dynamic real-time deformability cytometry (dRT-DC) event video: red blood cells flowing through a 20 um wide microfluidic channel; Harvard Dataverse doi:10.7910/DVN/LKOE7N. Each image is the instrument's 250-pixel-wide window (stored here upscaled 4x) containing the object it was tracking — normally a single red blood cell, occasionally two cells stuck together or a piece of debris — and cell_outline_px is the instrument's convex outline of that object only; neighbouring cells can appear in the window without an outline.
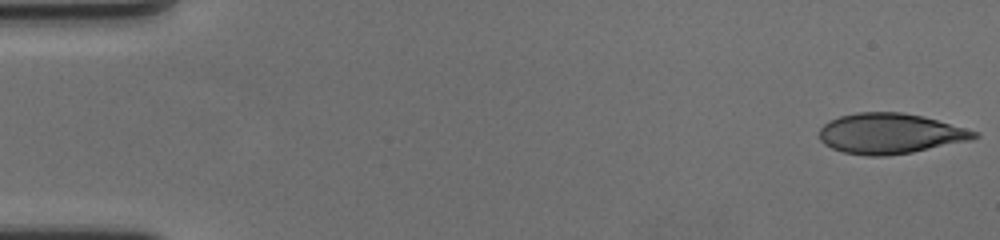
{"species": "human", "species_latin": "Homo sapiens", "temperature_condition": "cold", "stored_images_in_passage": 58, "camera_frame_rate_fps": 3000, "um_per_image_px": 0.085, "donor": {"sex": "female"}, "frame": {"image": 1, "passage_image": 1, "time_ms": 0.0, "image_size_px": [1000, 240], "cell_outline_px": [[980, 136], [968, 140], [912, 152], [884, 156], [868, 156], [844, 152], [832, 148], [824, 144], [820, 140], [820, 128], [828, 120], [840, 116], [856, 112], [900, 112], [920, 116], [936, 120], [980, 132]], "centroid_in_image_um": [75.62, 11.35], "position_along_channel_um": 9.4, "area_um2": 36.13}}
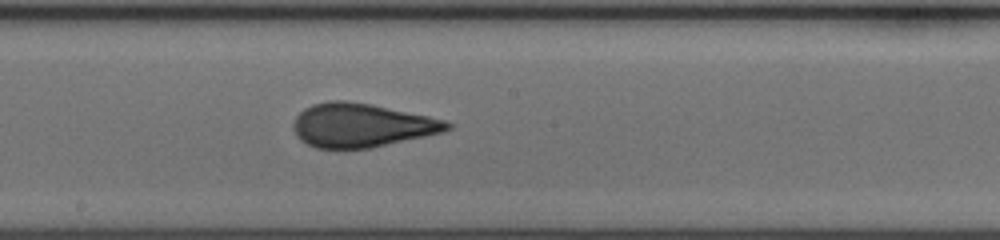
{"frame": {"image": 2, "passage_image": 32, "time_ms": 10.333, "image_size_px": [1000, 240], "cell_outline_px": [[452, 128], [444, 132], [368, 148], [316, 148], [300, 140], [296, 136], [292, 124], [296, 116], [304, 108], [312, 104], [328, 100], [344, 100], [372, 104], [428, 116], [444, 120], [452, 124]], "centroid_in_image_um": [30.7, 10.63], "position_along_channel_um": 217.5, "area_um2": 39.13}}
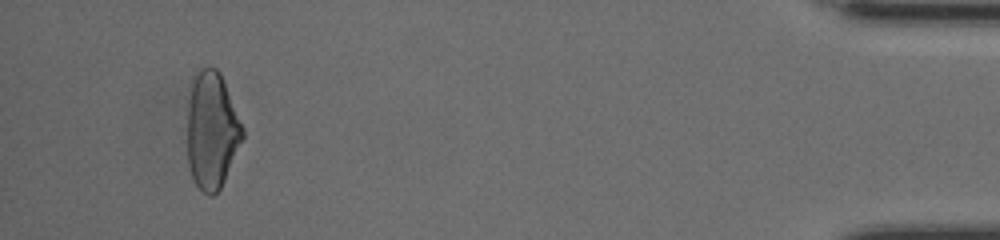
{"frame": {"image": 3, "passage_image": 55, "time_ms": 18.0, "image_size_px": [1000, 240], "cell_outline_px": [[244, 136], [224, 180], [220, 188], [212, 196], [208, 196], [196, 184], [192, 176], [188, 164], [188, 104], [192, 76], [200, 68], [208, 64], [216, 68], [220, 72], [244, 128]], "centroid_in_image_um": [17.99, 11.03], "position_along_channel_um": 417.2, "area_um2": 37.74}, "authors_computed_cell_mechanics": {"area_um2": 37.9168, "velocity_mm_per_s": 3.5404, "shape_relaxation_time_tau1_ms": 5.8348, "shape_relaxation_time_tau2_ms": 0.9943, "deformation_change_tau1": 0.1917, "deformation_change_tau2": 0.0827}}